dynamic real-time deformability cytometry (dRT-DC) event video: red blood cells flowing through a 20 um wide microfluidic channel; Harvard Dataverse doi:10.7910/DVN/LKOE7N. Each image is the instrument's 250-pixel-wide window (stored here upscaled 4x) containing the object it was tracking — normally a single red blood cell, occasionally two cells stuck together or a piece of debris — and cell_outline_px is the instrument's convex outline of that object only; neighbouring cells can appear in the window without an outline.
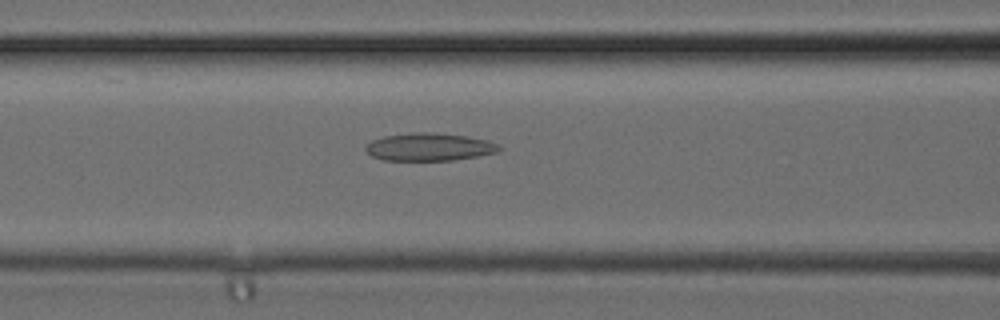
{"species": "common noctule bat (a hibernating species)", "species_latin": "Nyctalus noctula", "temperature_condition": "cold", "stored_images_in_passage": 35, "segment_of_instrument_passage": [1, 2], "camera_frame_rate_fps": 3000, "um_per_image_px": 0.085, "animal": {"sex": "female", "body_mass_g": 24.6, "forearm_length_mm": 56.2}, "frame": {"image": 1, "passage_image": 14, "time_ms": 4.333, "image_size_px": [1000, 320], "cell_outline_px": [[504, 148], [500, 152], [480, 156], [452, 160], [384, 160], [372, 156], [364, 148], [372, 140], [384, 136], [420, 132], [432, 132], [468, 136], [488, 140], [500, 144]], "centroid_in_image_um": [36.58, 12.49], "position_along_channel_um": 130.0, "area_um2": 21.73}}
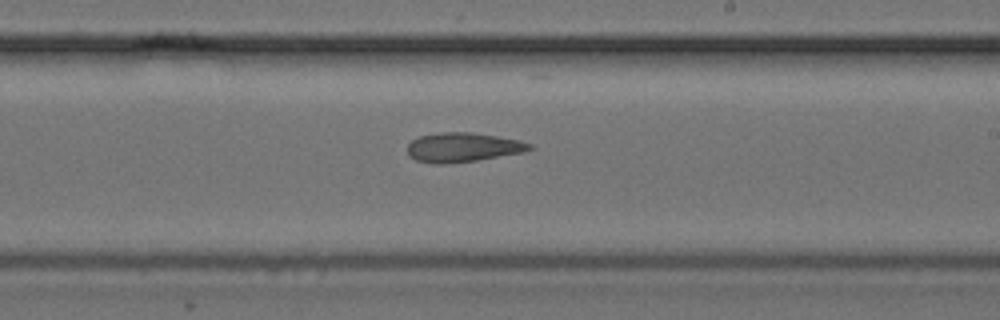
{"frame": {"image": 2, "passage_image": 20, "time_ms": 6.333, "image_size_px": [1000, 320], "cell_outline_px": [[532, 148], [524, 152], [476, 160], [444, 164], [432, 164], [416, 160], [408, 156], [408, 144], [412, 140], [420, 136], [440, 132], [472, 132], [496, 136], [516, 140], [532, 144]], "centroid_in_image_um": [39.29, 12.52], "position_along_channel_um": 249.7, "area_um2": 20.75}}
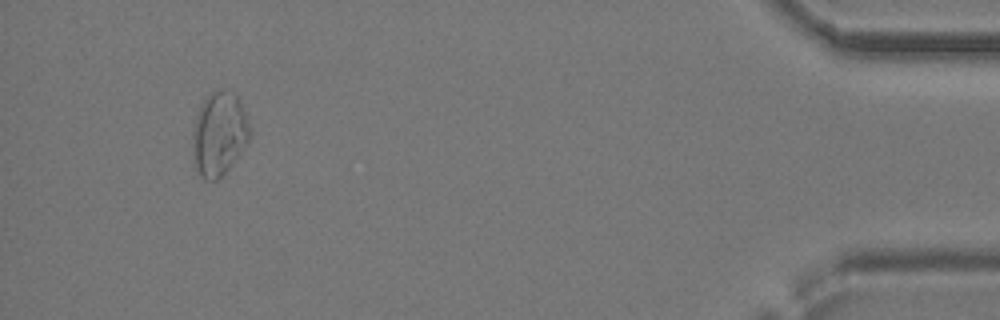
{"frame": {"image": 3, "passage_image": 32, "time_ms": 10.333, "image_size_px": [1000, 320], "cell_outline_px": [[248, 140], [224, 176], [216, 180], [204, 180], [196, 172], [192, 160], [192, 128], [200, 104], [212, 92], [220, 88], [224, 88], [236, 96], [240, 100], [248, 120]], "centroid_in_image_um": [18.56, 11.41], "position_along_channel_um": 416.6, "area_um2": 28.15}}